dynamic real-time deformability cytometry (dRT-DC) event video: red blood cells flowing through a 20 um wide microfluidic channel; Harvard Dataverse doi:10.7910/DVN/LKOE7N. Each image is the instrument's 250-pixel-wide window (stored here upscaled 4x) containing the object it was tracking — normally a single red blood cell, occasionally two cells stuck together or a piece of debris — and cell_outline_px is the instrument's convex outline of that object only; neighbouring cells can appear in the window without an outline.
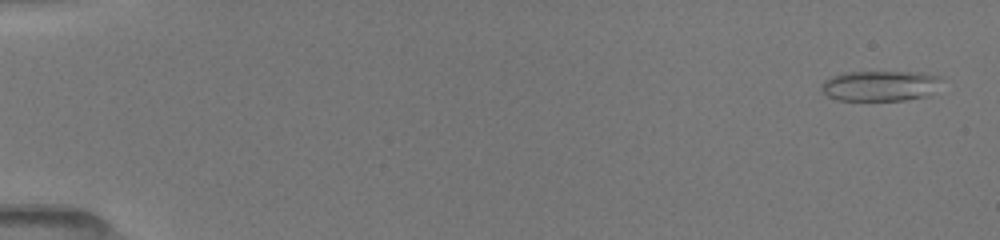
{"species": "common noctule bat (a hibernating species)", "species_latin": "Nyctalus noctula", "temperature_condition": "room temperature", "stored_images_in_passage": 51, "camera_frame_rate_fps": 3000, "um_per_image_px": 0.085, "animal": {"sex": "female", "body_mass_g": 19.5, "forearm_length_mm": 54.1}, "frame": {"image": 1, "passage_image": 2, "time_ms": 0.333, "image_size_px": [1000, 240], "cell_outline_px": [[944, 76], [928, 96], [904, 100], [840, 100], [828, 96], [820, 88], [820, 84], [824, 80], [832, 76], [844, 72], [920, 72]], "centroid_in_image_um": [74.8, 7.28], "position_along_channel_um": 10.2, "area_um2": 21.33}}
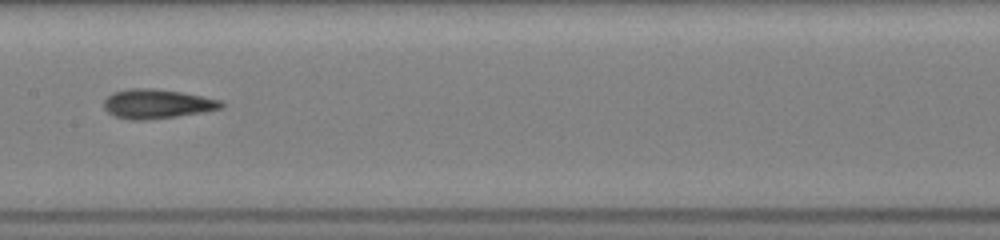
{"frame": {"image": 2, "passage_image": 27, "time_ms": 8.667, "image_size_px": [1000, 240], "cell_outline_px": [[224, 104], [220, 108], [200, 112], [176, 116], [148, 120], [132, 120], [112, 116], [104, 108], [104, 100], [112, 92], [128, 88], [152, 88], [180, 92], [220, 100]], "centroid_in_image_um": [13.26, 8.83], "position_along_channel_um": 194.1, "area_um2": 19.88}}
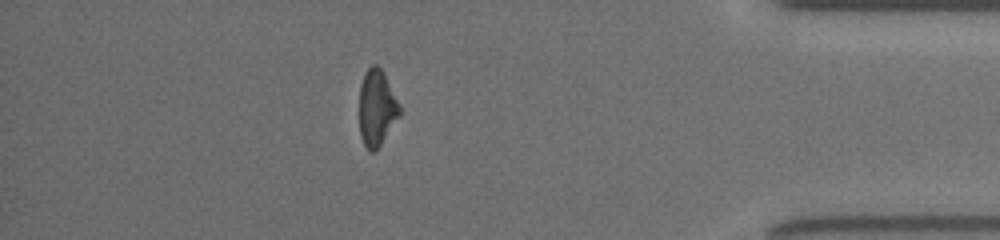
{"frame": {"image": 3, "passage_image": 45, "time_ms": 14.667, "image_size_px": [1000, 240], "cell_outline_px": [[400, 116], [380, 144], [372, 152], [368, 152], [360, 136], [360, 84], [364, 72], [372, 64], [376, 64], [384, 72], [400, 104]], "centroid_in_image_um": [32.03, 9.13], "position_along_channel_um": 403.2, "area_um2": 17.92}, "authors_computed_cell_mechanics": {"area_um2": 19.3052, "velocity_mm_per_s": 4.0624, "shape_relaxation_time_tau1_ms": 8.4598, "shape_relaxation_time_tau2_ms": 1.7451, "deformation_change_tau1": 0.214, "deformation_change_tau2": 0.106}}